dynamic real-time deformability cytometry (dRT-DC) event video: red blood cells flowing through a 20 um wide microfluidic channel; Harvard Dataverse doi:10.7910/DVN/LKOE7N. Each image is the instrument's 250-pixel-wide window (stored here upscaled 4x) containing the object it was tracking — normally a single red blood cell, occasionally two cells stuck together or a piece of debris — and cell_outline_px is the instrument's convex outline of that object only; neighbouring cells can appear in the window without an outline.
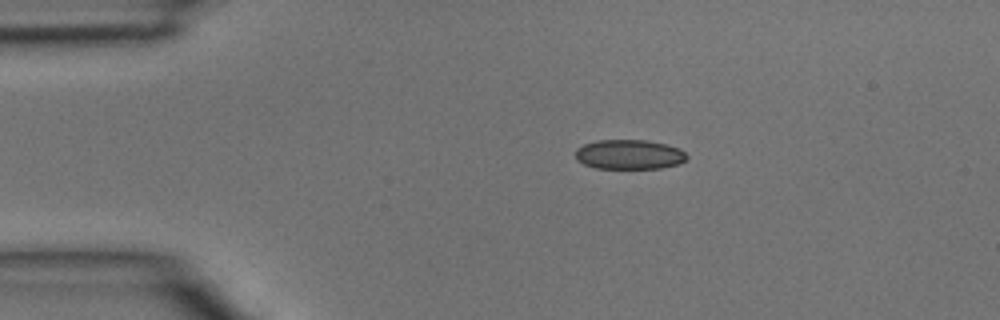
{"species": "common noctule bat (a hibernating species)", "species_latin": "Nyctalus noctula", "temperature_condition": "room temperature", "stored_images_in_passage": 2, "camera_frame_rate_fps": 3000, "um_per_image_px": 0.085, "animal": {"sex": "male", "body_mass_g": 15.6}, "frame": {"image": 1, "passage_image": 1, "time_ms": 0.0, "image_size_px": [1000, 320], "cell_outline_px": [[688, 156], [680, 164], [660, 168], [596, 168], [584, 164], [576, 160], [576, 148], [584, 144], [596, 140], [648, 140], [668, 144], [680, 148]], "centroid_in_image_um": [53.49, 13.12], "position_along_channel_um": 31.5, "area_um2": 19.36}}